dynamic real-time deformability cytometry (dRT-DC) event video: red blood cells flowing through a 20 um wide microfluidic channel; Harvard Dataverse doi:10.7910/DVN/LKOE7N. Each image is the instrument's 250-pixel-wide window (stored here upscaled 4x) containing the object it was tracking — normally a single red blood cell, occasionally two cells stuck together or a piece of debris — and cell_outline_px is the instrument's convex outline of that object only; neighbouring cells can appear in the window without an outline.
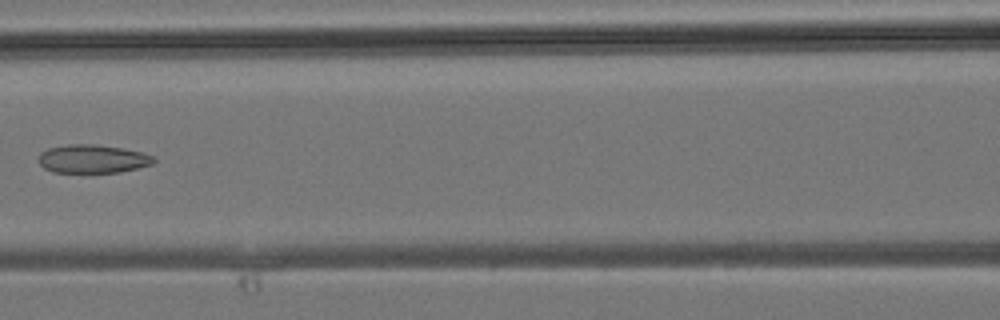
{"species": "common noctule bat (a hibernating species)", "species_latin": "Nyctalus noctula", "temperature_condition": "room temperature", "stored_images_in_passage": 38, "camera_frame_rate_fps": 3000, "um_per_image_px": 0.085, "animal": {"sex": "male", "body_mass_g": 19.2, "forearm_length_mm": 51.8}, "frame": {"image": 1, "passage_image": 17, "time_ms": 5.333, "image_size_px": [1000, 320], "cell_outline_px": [[156, 160], [152, 164], [120, 172], [52, 172], [44, 168], [40, 164], [40, 152], [48, 148], [68, 144], [96, 144], [124, 148], [140, 152], [152, 156]], "centroid_in_image_um": [7.86, 13.49], "position_along_channel_um": 158.7, "area_um2": 18.96}}
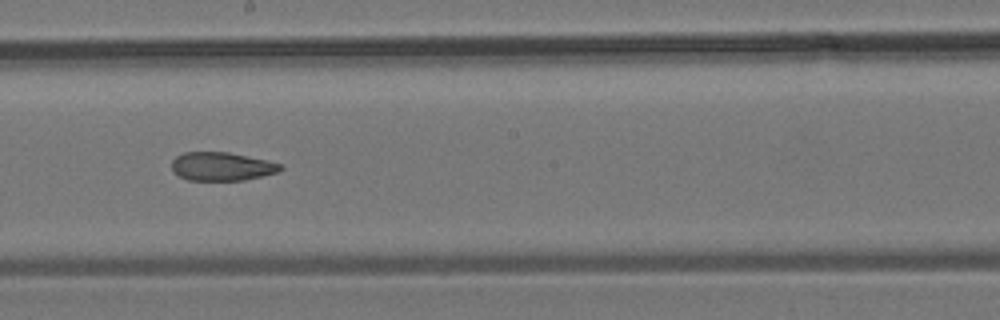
{"frame": {"image": 2, "passage_image": 21, "time_ms": 6.667, "image_size_px": [1000, 320], "cell_outline_px": [[284, 168], [280, 172], [244, 180], [188, 180], [180, 176], [172, 168], [172, 160], [176, 156], [184, 152], [228, 152], [264, 160], [280, 164]], "centroid_in_image_um": [18.85, 14.15], "position_along_channel_um": 229.3, "area_um2": 17.86}}
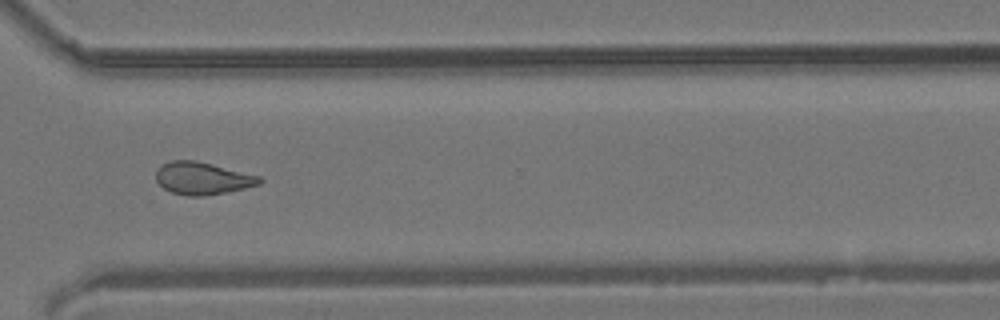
{"frame": {"image": 3, "passage_image": 28, "time_ms": 9.0, "image_size_px": [1000, 320], "cell_outline_px": [[264, 180], [260, 184], [228, 192], [204, 196], [188, 196], [172, 192], [164, 188], [156, 180], [156, 168], [172, 160], [196, 160], [260, 176]], "centroid_in_image_um": [17.22, 15.16], "position_along_channel_um": 353.4, "area_um2": 19.54}}